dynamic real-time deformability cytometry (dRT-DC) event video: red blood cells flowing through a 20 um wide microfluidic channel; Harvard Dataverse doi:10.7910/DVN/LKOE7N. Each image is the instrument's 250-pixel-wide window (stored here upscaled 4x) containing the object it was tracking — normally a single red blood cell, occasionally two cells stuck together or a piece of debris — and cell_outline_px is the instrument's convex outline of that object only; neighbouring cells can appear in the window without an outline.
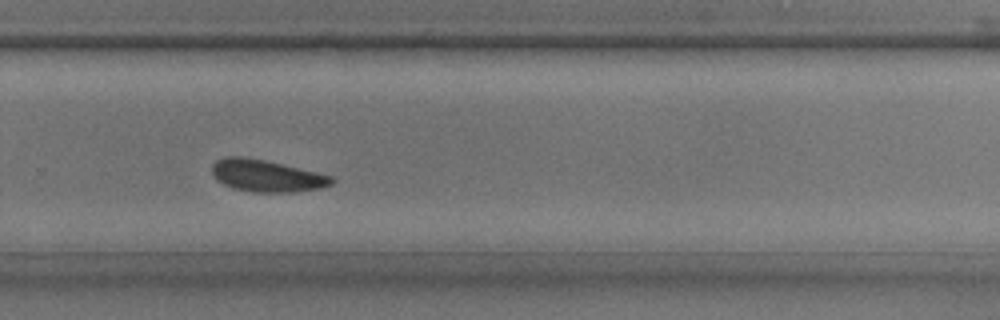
{"species": "common noctule bat (a hibernating species)", "species_latin": "Nyctalus noctula", "temperature_condition": "room temperature", "stored_images_in_passage": 30, "camera_frame_rate_fps": 3000, "um_per_image_px": 0.085, "animal": {"sex": "male", "body_mass_g": 17.9, "forearm_length_mm": 54.2}, "frame": {"image": 1, "passage_image": 18, "time_ms": 5.667, "image_size_px": [1000, 320], "cell_outline_px": [[336, 180], [332, 184], [320, 188], [292, 192], [256, 192], [232, 188], [216, 180], [212, 172], [212, 164], [216, 160], [224, 156], [240, 156], [264, 160], [316, 172], [332, 176]], "centroid_in_image_um": [22.63, 14.94], "position_along_channel_um": 307.2, "area_um2": 22.2}}
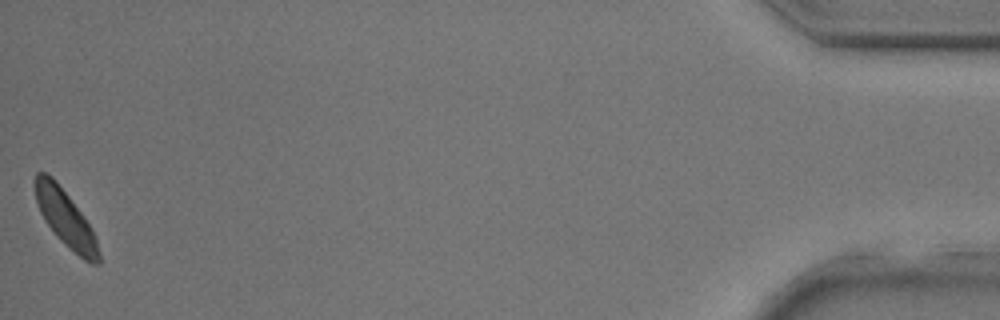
{"frame": {"image": 2, "passage_image": 30, "time_ms": 9.667, "image_size_px": [1000, 320], "cell_outline_px": [[100, 264], [92, 264], [84, 260], [68, 248], [56, 236], [44, 220], [40, 212], [36, 200], [32, 184], [32, 180], [36, 172], [44, 172], [52, 176], [68, 196], [92, 228], [100, 252]], "centroid_in_image_um": [5.53, 18.56], "position_along_channel_um": 429.7, "area_um2": 21.04}}